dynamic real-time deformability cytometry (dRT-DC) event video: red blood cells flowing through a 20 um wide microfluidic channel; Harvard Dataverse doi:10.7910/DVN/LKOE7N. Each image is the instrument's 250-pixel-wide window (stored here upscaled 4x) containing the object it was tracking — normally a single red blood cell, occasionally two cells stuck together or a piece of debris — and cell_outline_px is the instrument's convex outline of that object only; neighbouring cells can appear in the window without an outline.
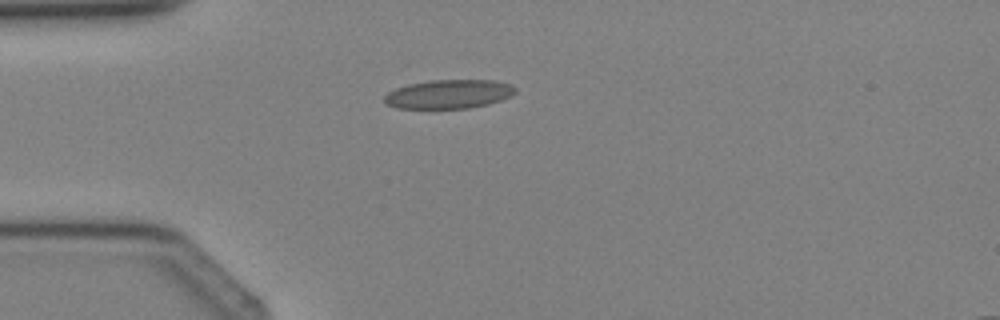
{"species": "Egyptian fruit bat (a non-hibernating species)", "species_latin": "Rousettus aegyptiacus", "temperature_condition": "cold", "stored_images_in_passage": 3, "camera_frame_rate_fps": 3000, "um_per_image_px": 0.085, "animal": {"sex": "female"}, "frame": {"image": 1, "passage_image": 3, "time_ms": 2.333, "image_size_px": [1000, 320], "cell_outline_px": [[516, 92], [512, 96], [488, 104], [468, 108], [396, 108], [384, 104], [384, 96], [388, 92], [396, 88], [408, 84], [432, 80], [496, 80], [508, 84], [516, 88]], "centroid_in_image_um": [38.13, 8.0], "position_along_channel_um": 46.9, "area_um2": 22.08}}